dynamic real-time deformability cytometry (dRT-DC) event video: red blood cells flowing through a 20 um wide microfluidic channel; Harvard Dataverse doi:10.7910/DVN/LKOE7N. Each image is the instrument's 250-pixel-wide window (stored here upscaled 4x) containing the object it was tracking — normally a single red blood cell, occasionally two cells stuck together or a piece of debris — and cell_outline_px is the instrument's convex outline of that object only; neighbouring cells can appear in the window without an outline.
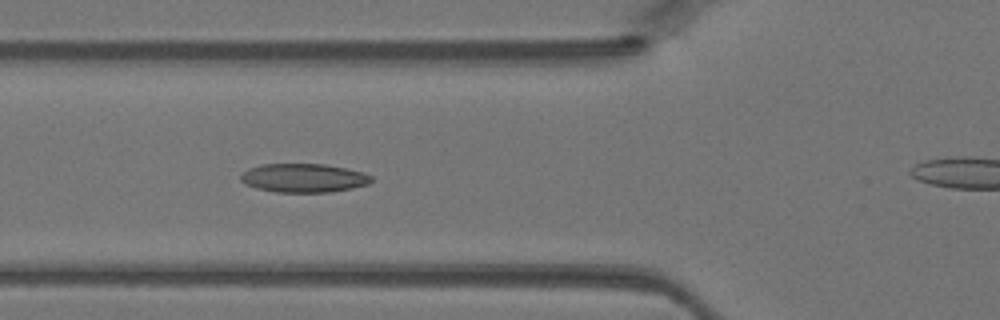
{"species": "Egyptian fruit bat (a non-hibernating species)", "species_latin": "Rousettus aegyptiacus", "temperature_condition": "warm", "stored_images_in_passage": 30, "camera_frame_rate_fps": 3000, "um_per_image_px": 0.085, "animal": {"sex": "female"}, "frame": {"image": 1, "passage_image": 9, "time_ms": 2.667, "image_size_px": [1000, 320], "cell_outline_px": [[372, 180], [368, 184], [352, 188], [332, 192], [276, 192], [256, 188], [244, 184], [240, 180], [240, 176], [248, 168], [264, 164], [324, 164], [364, 172], [372, 176]], "centroid_in_image_um": [25.8, 15.13], "position_along_channel_um": 100.0, "area_um2": 21.91}}
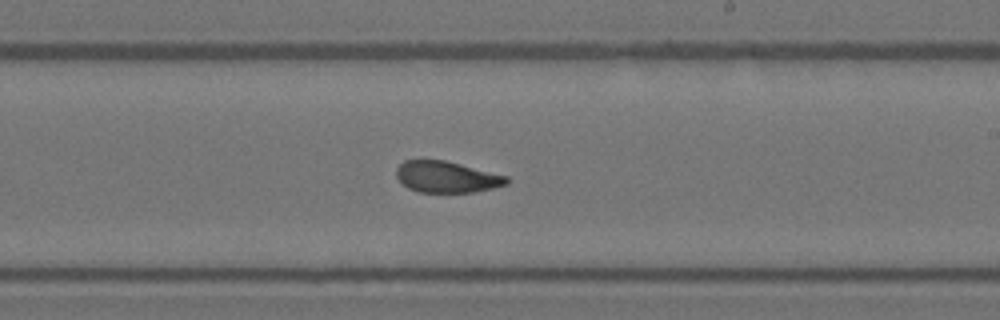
{"frame": {"image": 2, "passage_image": 19, "time_ms": 6.0, "image_size_px": [1000, 320], "cell_outline_px": [[508, 184], [492, 188], [472, 192], [420, 192], [408, 188], [396, 176], [396, 168], [404, 160], [444, 160], [508, 176]], "centroid_in_image_um": [37.96, 15.04], "position_along_channel_um": 251.0, "area_um2": 19.94}}
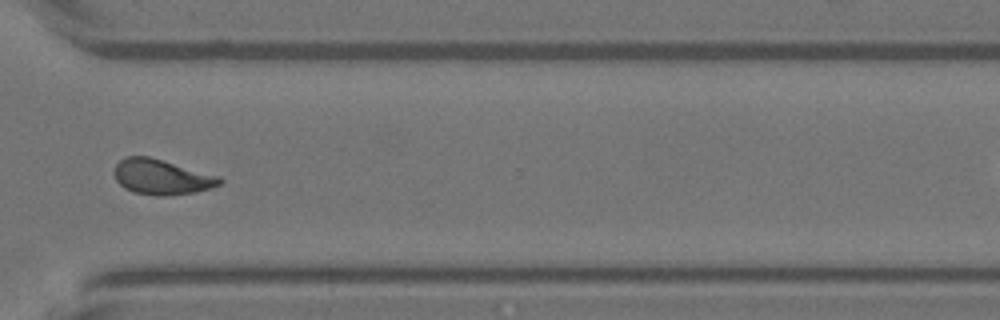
{"frame": {"image": 3, "passage_image": 26, "time_ms": 8.333, "image_size_px": [1000, 320], "cell_outline_px": [[224, 180], [220, 184], [212, 188], [196, 192], [164, 196], [156, 196], [132, 192], [124, 188], [116, 180], [112, 172], [116, 164], [120, 160], [128, 156], [148, 156], [220, 176]], "centroid_in_image_um": [13.73, 15.05], "position_along_channel_um": 356.9, "area_um2": 21.79}}